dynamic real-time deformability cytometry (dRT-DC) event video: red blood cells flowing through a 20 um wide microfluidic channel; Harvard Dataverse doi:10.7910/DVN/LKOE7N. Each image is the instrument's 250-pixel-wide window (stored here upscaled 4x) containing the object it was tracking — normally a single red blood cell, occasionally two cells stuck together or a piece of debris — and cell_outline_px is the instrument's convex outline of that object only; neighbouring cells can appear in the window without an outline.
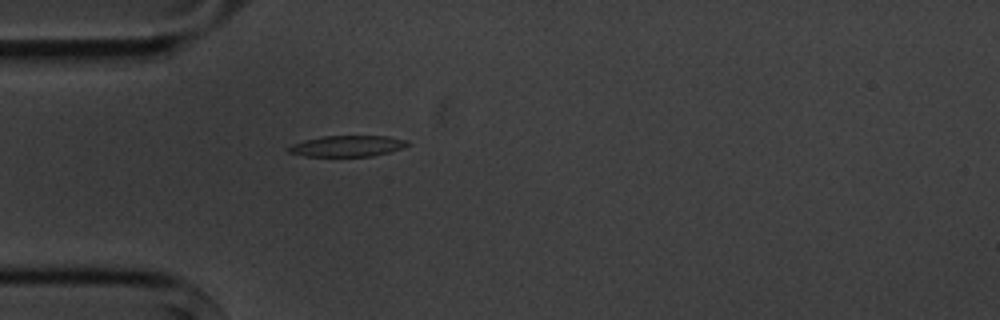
{"species": "common noctule bat (a hibernating species)", "species_latin": "Nyctalus noctula", "temperature_condition": "cold", "stored_images_in_passage": 2, "camera_frame_rate_fps": 3000, "um_per_image_px": 0.085, "animal": {"sex": "male", "body_mass_g": 20.1, "forearm_length_mm": 53.5}, "frame": {"image": 1, "passage_image": 2, "time_ms": 1.0, "image_size_px": [1000, 320], "cell_outline_px": [[408, 144], [400, 148], [388, 152], [372, 156], [304, 156], [288, 152], [284, 148], [292, 144], [304, 140], [324, 136], [388, 136], [408, 140]], "centroid_in_image_um": [29.46, 12.41], "position_along_channel_um": 55.5, "area_um2": 14.51}}